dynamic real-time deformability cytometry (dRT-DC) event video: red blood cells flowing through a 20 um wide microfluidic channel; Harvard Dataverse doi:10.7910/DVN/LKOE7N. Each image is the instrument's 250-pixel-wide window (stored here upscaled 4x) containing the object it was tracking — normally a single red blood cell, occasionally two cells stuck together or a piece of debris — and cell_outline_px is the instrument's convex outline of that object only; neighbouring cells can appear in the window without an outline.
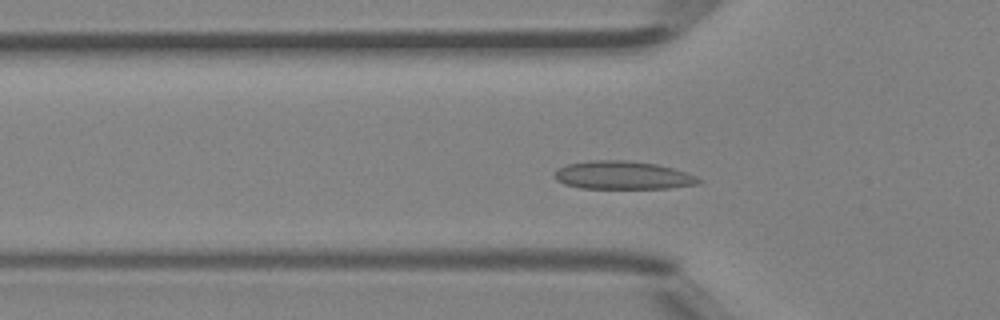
{"species": "Egyptian fruit bat (a non-hibernating species)", "species_latin": "Rousettus aegyptiacus", "temperature_condition": "room temperature", "stored_images_in_passage": 33, "camera_frame_rate_fps": 3000, "um_per_image_px": 0.085, "animal": {"sex": "female"}, "frame": {"image": 1, "passage_image": 2, "time_ms": 0.333, "image_size_px": [1000, 320], "cell_outline_px": [[704, 180], [700, 184], [668, 188], [580, 188], [564, 184], [556, 180], [552, 176], [556, 168], [568, 164], [592, 160], [624, 160], [656, 164], [672, 168], [696, 176]], "centroid_in_image_um": [52.91, 14.9], "position_along_channel_um": 72.9, "area_um2": 23.76}}
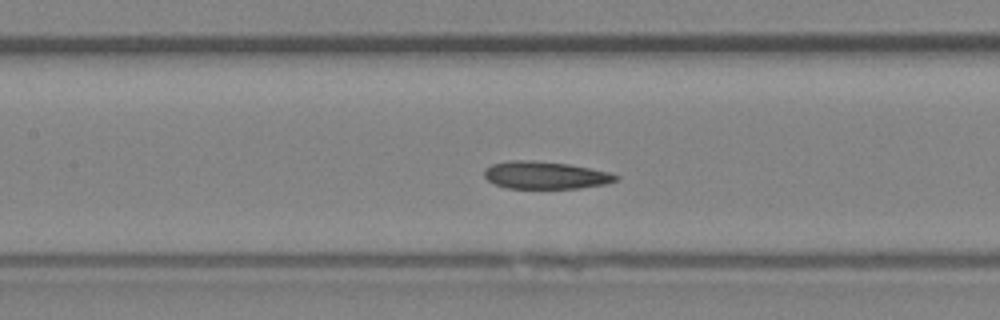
{"frame": {"image": 2, "passage_image": 8, "time_ms": 2.333, "image_size_px": [1000, 320], "cell_outline_px": [[620, 180], [608, 184], [580, 188], [508, 188], [496, 184], [488, 180], [484, 176], [484, 168], [492, 164], [512, 160], [532, 160], [568, 164], [608, 172], [620, 176]], "centroid_in_image_um": [46.38, 14.89], "position_along_channel_um": 161.0, "area_um2": 21.1}}
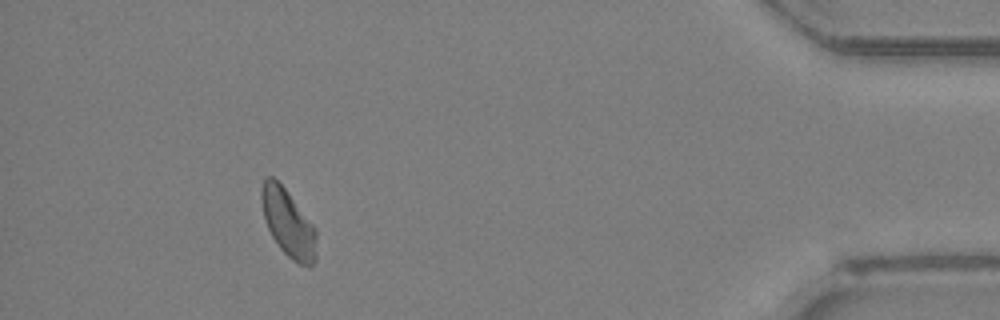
{"frame": {"image": 3, "passage_image": 29, "time_ms": 9.333, "image_size_px": [1000, 320], "cell_outline_px": [[316, 256], [312, 264], [296, 264], [280, 248], [272, 236], [264, 220], [260, 200], [260, 188], [264, 176], [272, 176], [284, 188], [316, 228]], "centroid_in_image_um": [24.45, 18.93], "position_along_channel_um": 410.7, "area_um2": 21.56}, "authors_computed_cell_mechanics": {"area_um2": 21.386, "velocity_mm_per_s": 4.4172, "shape_relaxation_time_tau1_ms": 10.0961, "shape_relaxation_time_tau2_ms": null, "deformation_change_tau1": 0.1354, "deformation_change_tau2": null}}